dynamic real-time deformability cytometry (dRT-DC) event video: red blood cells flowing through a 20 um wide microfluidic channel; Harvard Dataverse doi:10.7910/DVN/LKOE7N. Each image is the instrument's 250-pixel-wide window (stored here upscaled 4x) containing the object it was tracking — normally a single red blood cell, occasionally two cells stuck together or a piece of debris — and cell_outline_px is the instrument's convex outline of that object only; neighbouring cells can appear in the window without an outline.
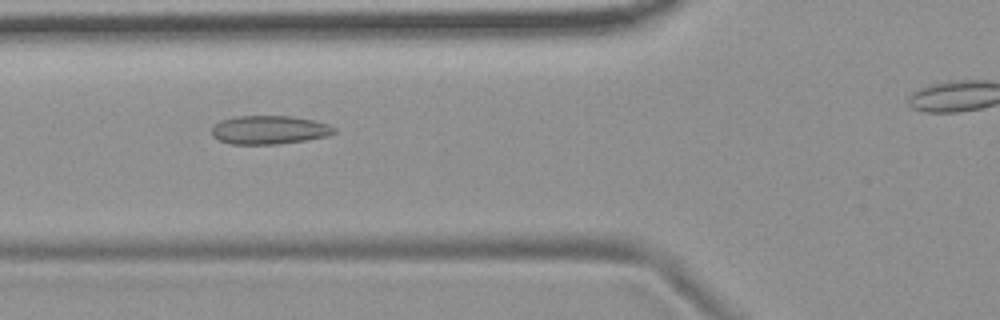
{"species": "common noctule bat (a hibernating species)", "species_latin": "Nyctalus noctula", "temperature_condition": "room temperature", "stored_images_in_passage": 39, "camera_frame_rate_fps": 3000, "um_per_image_px": 0.085, "animal": {"sex": "female", "body_mass_g": 19.9}, "frame": {"image": 1, "passage_image": 11, "time_ms": 3.333, "image_size_px": [1000, 320], "cell_outline_px": [[336, 132], [328, 136], [308, 140], [276, 144], [228, 144], [212, 136], [212, 128], [220, 120], [236, 116], [288, 116], [312, 120], [328, 124], [336, 128]], "centroid_in_image_um": [22.89, 11.05], "position_along_channel_um": 102.9, "area_um2": 20.4}}
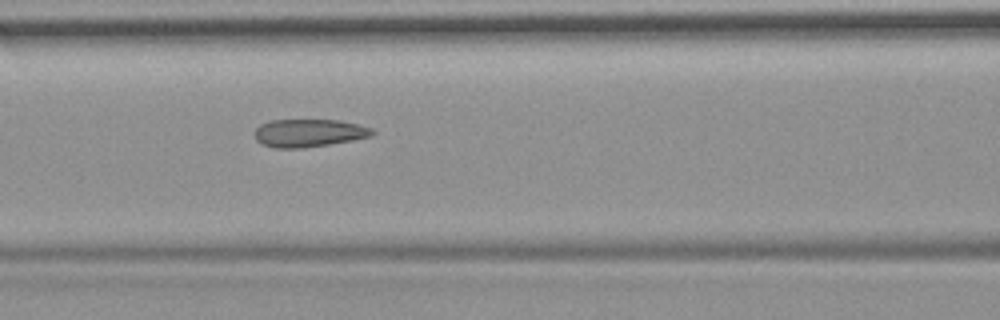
{"frame": {"image": 2, "passage_image": 14, "time_ms": 4.333, "image_size_px": [1000, 320], "cell_outline_px": [[376, 132], [372, 136], [352, 140], [304, 148], [276, 148], [264, 144], [256, 140], [256, 128], [260, 124], [268, 120], [340, 120], [360, 124], [372, 128]], "centroid_in_image_um": [26.29, 11.29], "position_along_channel_um": 140.3, "area_um2": 19.13}}
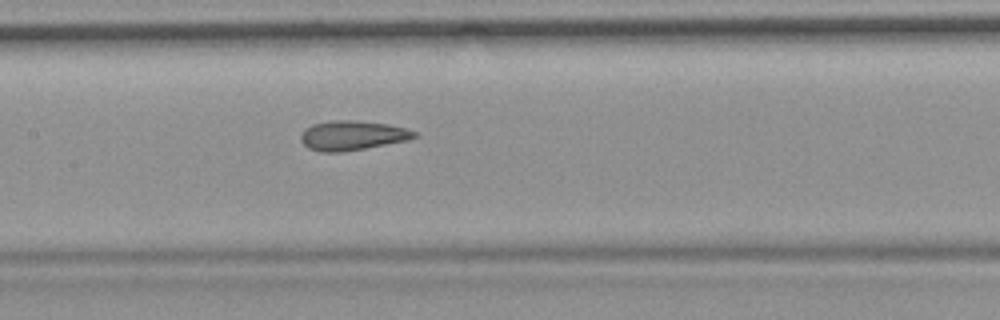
{"frame": {"image": 3, "passage_image": 17, "time_ms": 5.333, "image_size_px": [1000, 320], "cell_outline_px": [[416, 136], [408, 140], [344, 152], [320, 152], [308, 148], [300, 140], [300, 136], [304, 128], [312, 124], [332, 120], [356, 120], [388, 124], [404, 128], [416, 132]], "centroid_in_image_um": [29.9, 11.51], "position_along_channel_um": 177.5, "area_um2": 19.59}, "authors_computed_cell_mechanics": {"area_um2": 19.3052, "velocity_mm_per_s": 3.7154, "shape_relaxation_time_tau1_ms": null, "shape_relaxation_time_tau2_ms": 2.673, "deformation_change_tau1": null, "deformation_change_tau2": 0.0924}}